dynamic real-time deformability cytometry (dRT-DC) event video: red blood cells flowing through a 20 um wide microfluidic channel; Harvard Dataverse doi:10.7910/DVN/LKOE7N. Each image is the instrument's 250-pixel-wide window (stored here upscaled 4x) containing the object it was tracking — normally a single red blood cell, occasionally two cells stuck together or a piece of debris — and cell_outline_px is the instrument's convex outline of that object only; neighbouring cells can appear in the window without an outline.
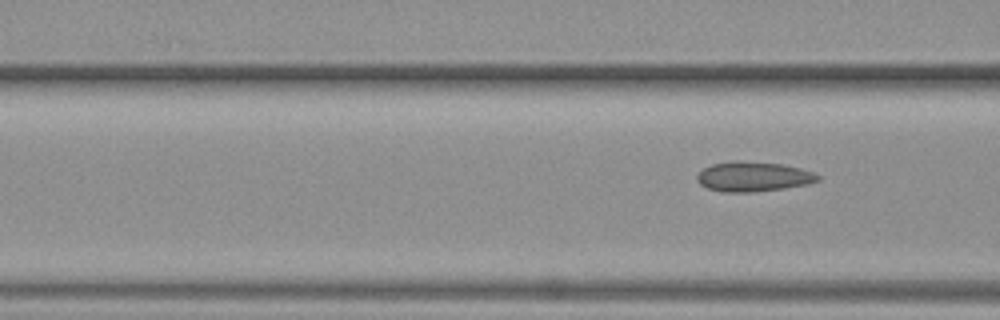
{"species": "common noctule bat (a hibernating species)", "species_latin": "Nyctalus noctula", "temperature_condition": "warm", "stored_images_in_passage": 5, "camera_frame_rate_fps": 3000, "um_per_image_px": 0.085, "animal": {"sex": "female", "body_mass_g": 19.3, "forearm_length_mm": 54.1}, "frame": {"image": 1, "passage_image": 5, "time_ms": 5.0, "image_size_px": [1000, 320], "cell_outline_px": [[820, 180], [808, 184], [784, 188], [756, 192], [724, 192], [708, 188], [700, 184], [696, 180], [696, 176], [704, 168], [712, 164], [732, 160], [740, 160], [780, 164], [800, 168], [812, 172], [820, 176]], "centroid_in_image_um": [64.01, 15.01], "position_along_channel_um": 102.6, "area_um2": 21.04}}